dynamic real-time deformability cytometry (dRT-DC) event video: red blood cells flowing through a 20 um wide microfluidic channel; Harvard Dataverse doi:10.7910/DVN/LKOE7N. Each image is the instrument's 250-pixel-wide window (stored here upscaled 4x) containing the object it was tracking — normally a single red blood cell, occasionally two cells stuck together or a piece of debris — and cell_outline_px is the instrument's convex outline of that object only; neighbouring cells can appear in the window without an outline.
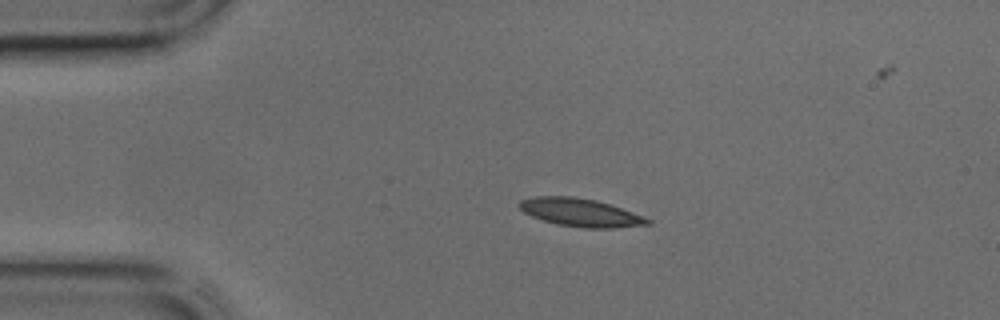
{"species": "common noctule bat (a hibernating species)", "species_latin": "Nyctalus noctula", "temperature_condition": "cold", "stored_images_in_passage": 43, "camera_frame_rate_fps": 3000, "um_per_image_px": 0.085, "animal": {"sex": "male", "body_mass_g": 17.9, "forearm_length_mm": 54.2}, "frame": {"image": 1, "passage_image": 8, "time_ms": 2.333, "image_size_px": [1000, 320], "cell_outline_px": [[652, 224], [612, 228], [584, 228], [556, 224], [532, 216], [524, 212], [520, 208], [520, 200], [536, 196], [572, 196], [596, 200], [644, 216], [652, 220]], "centroid_in_image_um": [49.36, 18.07], "position_along_channel_um": 35.6, "area_um2": 20.81}}
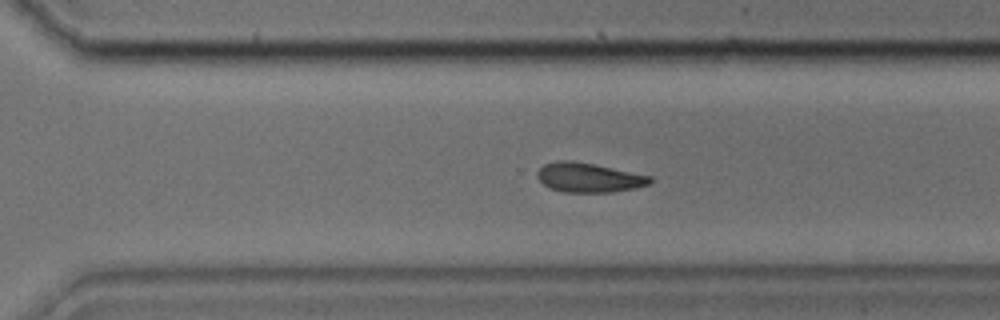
{"frame": {"image": 2, "passage_image": 29, "time_ms": 9.333, "image_size_px": [1000, 320], "cell_outline_px": [[652, 180], [648, 184], [636, 188], [612, 192], [564, 192], [548, 188], [536, 176], [536, 172], [544, 164], [556, 160], [572, 160], [652, 176]], "centroid_in_image_um": [50.01, 15.09], "position_along_channel_um": 320.6, "area_um2": 19.31}}
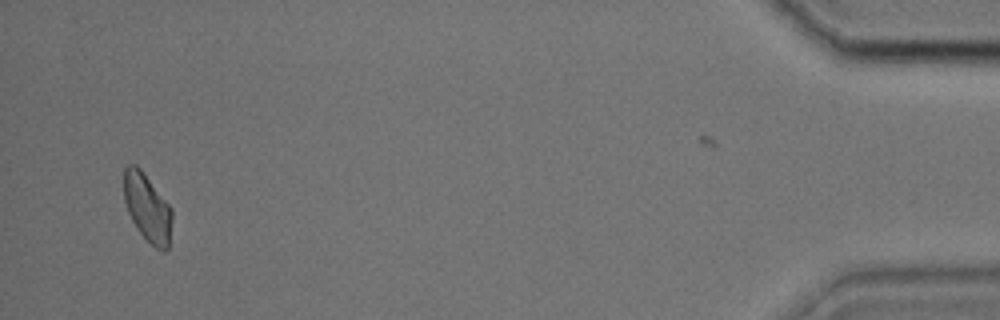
{"frame": {"image": 3, "passage_image": 41, "time_ms": 13.333, "image_size_px": [1000, 320], "cell_outline_px": [[172, 220], [168, 248], [164, 252], [156, 248], [140, 232], [132, 220], [128, 212], [124, 200], [124, 168], [128, 164], [136, 164], [140, 168], [172, 208]], "centroid_in_image_um": [12.53, 17.63], "position_along_channel_um": 422.7, "area_um2": 18.9}}